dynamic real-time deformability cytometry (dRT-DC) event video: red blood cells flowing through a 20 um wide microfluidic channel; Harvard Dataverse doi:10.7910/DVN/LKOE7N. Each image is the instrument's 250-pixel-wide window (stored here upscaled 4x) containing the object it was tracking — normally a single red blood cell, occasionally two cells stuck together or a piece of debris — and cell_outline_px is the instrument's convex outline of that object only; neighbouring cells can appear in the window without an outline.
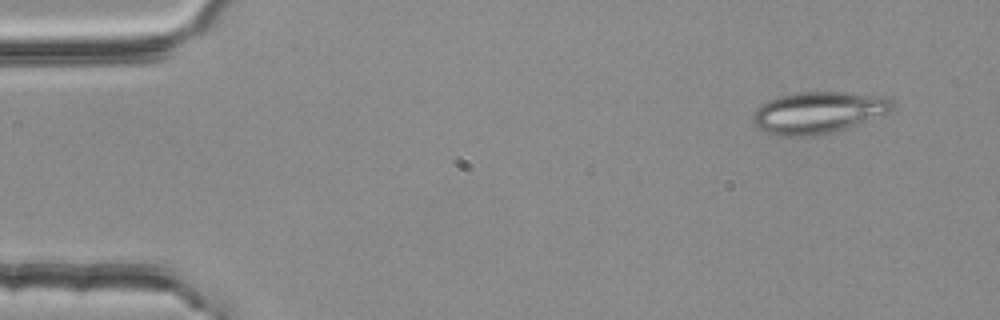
{"species": "common noctule bat (a hibernating species)", "species_latin": "Nyctalus noctula", "temperature_condition": "room temperature", "stored_images_in_passage": 4, "camera_frame_rate_fps": 3000, "um_per_image_px": 0.085, "animal": {"sex": "female", "body_mass_g": 25.1}, "frame": {"image": 1, "passage_image": 1, "time_ms": 0.0, "image_size_px": [1000, 320], "cell_outline_px": [[892, 108], [888, 112], [856, 124], [832, 132], [808, 136], [780, 136], [756, 128], [752, 120], [752, 116], [756, 108], [760, 104], [768, 100], [780, 96], [800, 92], [844, 92], [884, 96], [892, 100]], "centroid_in_image_um": [69.48, 9.56], "position_along_channel_um": 15.5, "area_um2": 33.52}}